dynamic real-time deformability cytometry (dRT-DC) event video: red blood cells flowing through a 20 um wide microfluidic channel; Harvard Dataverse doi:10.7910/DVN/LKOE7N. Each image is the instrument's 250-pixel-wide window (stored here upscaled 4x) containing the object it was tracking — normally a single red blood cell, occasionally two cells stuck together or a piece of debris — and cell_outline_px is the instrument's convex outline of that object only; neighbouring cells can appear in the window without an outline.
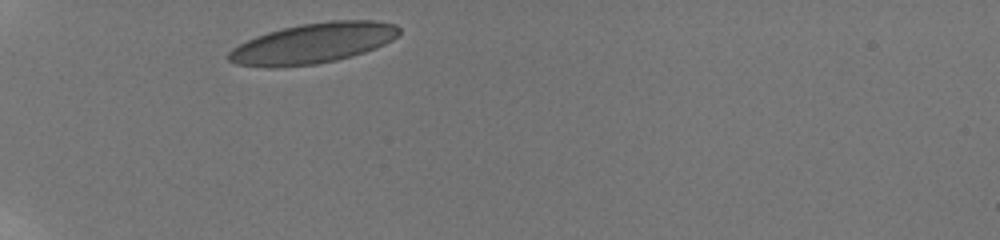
{"species": "human", "species_latin": "Homo sapiens", "temperature_condition": "room temperature", "stored_images_in_passage": 35, "camera_frame_rate_fps": 3000, "um_per_image_px": 0.085, "donor": {"sex": "male"}, "frame": {"image": 1, "passage_image": 1, "time_ms": 0.0, "image_size_px": [1000, 240], "cell_outline_px": [[400, 32], [392, 40], [376, 48], [352, 56], [336, 60], [316, 64], [276, 68], [268, 68], [236, 64], [228, 60], [228, 52], [232, 48], [256, 36], [268, 32], [300, 24], [332, 20], [376, 20], [396, 24], [400, 28]], "centroid_in_image_um": [26.61, 3.68], "position_along_channel_um": 58.4, "area_um2": 40.17}}
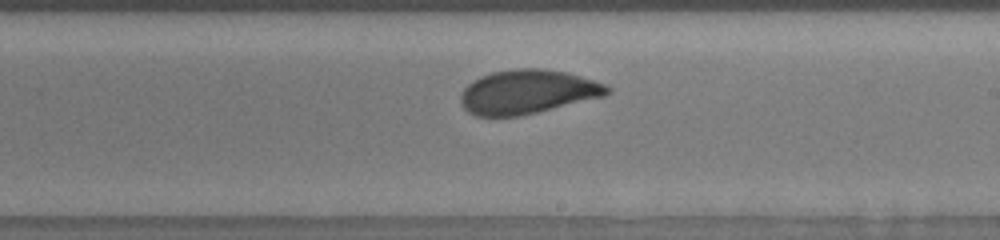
{"frame": {"image": 2, "passage_image": 21, "time_ms": 5.667, "image_size_px": [1000, 240], "cell_outline_px": [[612, 92], [604, 96], [520, 116], [476, 116], [468, 112], [460, 104], [460, 92], [472, 80], [480, 76], [492, 72], [516, 68], [544, 68], [564, 72], [580, 76], [604, 84], [612, 88]], "centroid_in_image_um": [44.8, 7.8], "position_along_channel_um": 244.2, "area_um2": 37.69}}
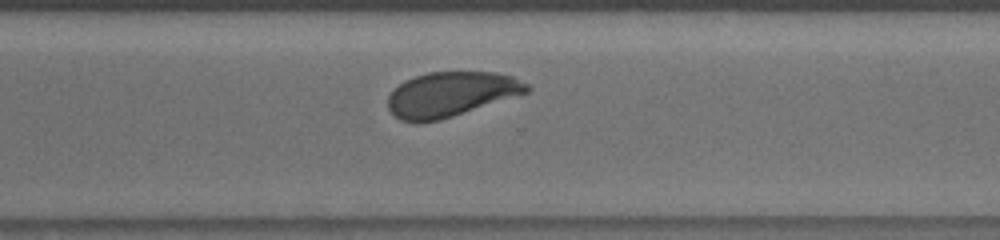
{"frame": {"image": 3, "passage_image": 30, "time_ms": 8.0, "image_size_px": [1000, 240], "cell_outline_px": [[532, 88], [528, 92], [440, 120], [420, 124], [400, 120], [388, 108], [388, 96], [404, 80], [428, 72], [496, 72], [512, 76], [528, 84]], "centroid_in_image_um": [38.31, 8.02], "position_along_channel_um": 332.3, "area_um2": 36.13}, "authors_computed_cell_mechanics": {"area_um2": 38.437, "velocity_mm_per_s": 3.7731, "shape_relaxation_time_tau1_ms": 4.9605, "shape_relaxation_time_tau2_ms": 0.9892, "deformation_change_tau1": 0.143, "deformation_change_tau2": 0.0569}}